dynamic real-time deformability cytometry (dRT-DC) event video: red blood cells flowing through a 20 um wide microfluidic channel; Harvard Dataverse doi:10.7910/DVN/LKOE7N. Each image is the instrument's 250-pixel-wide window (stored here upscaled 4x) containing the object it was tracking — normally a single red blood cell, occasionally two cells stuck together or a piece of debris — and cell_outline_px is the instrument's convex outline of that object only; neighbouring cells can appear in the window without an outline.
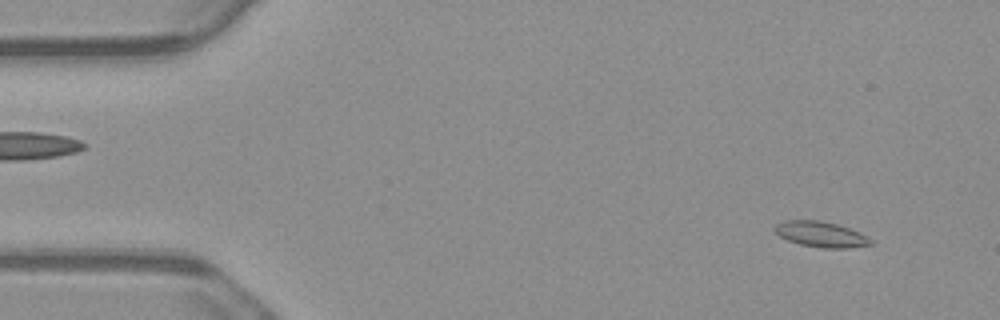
{"species": "common noctule bat (a hibernating species)", "species_latin": "Nyctalus noctula", "temperature_condition": "warm", "stored_images_in_passage": 54, "camera_frame_rate_fps": 3000, "um_per_image_px": 0.085, "animal": {"sex": "male", "body_mass_g": 23.1, "forearm_length_mm": 52.7}, "frame": {"image": 1, "passage_image": 4, "time_ms": 1.0, "image_size_px": [1000, 320], "cell_outline_px": [[872, 244], [848, 248], [824, 248], [800, 244], [788, 240], [780, 236], [772, 228], [776, 224], [784, 220], [820, 220], [836, 224], [860, 232], [872, 240]], "centroid_in_image_um": [69.76, 19.91], "position_along_channel_um": 15.2, "area_um2": 14.22}}
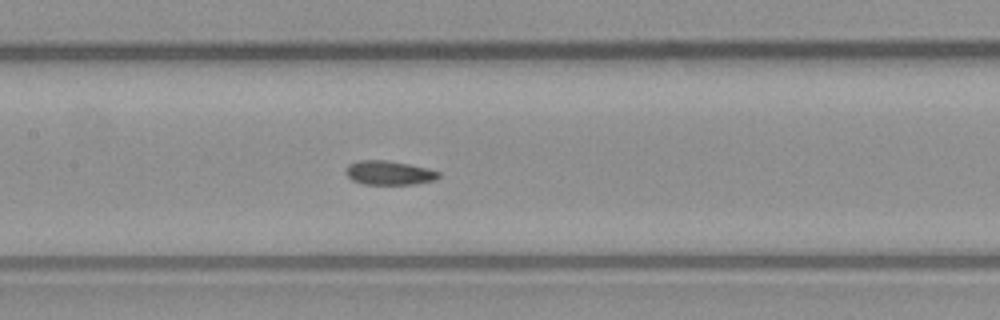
{"frame": {"image": 2, "passage_image": 25, "time_ms": 8.0, "image_size_px": [1000, 320], "cell_outline_px": [[440, 176], [436, 180], [416, 184], [364, 184], [352, 180], [344, 172], [344, 168], [348, 164], [356, 160], [388, 160], [428, 168], [440, 172]], "centroid_in_image_um": [33.05, 14.68], "position_along_channel_um": 174.4, "area_um2": 13.24}}
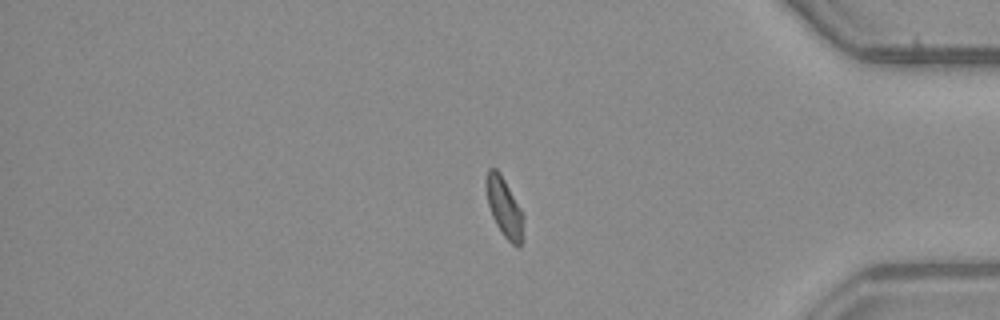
{"frame": {"image": 3, "passage_image": 45, "time_ms": 14.667, "image_size_px": [1000, 320], "cell_outline_px": [[524, 216], [520, 244], [512, 244], [504, 236], [496, 224], [492, 216], [488, 204], [484, 184], [488, 168], [496, 168], [500, 172], [520, 208]], "centroid_in_image_um": [42.82, 17.56], "position_along_channel_um": 392.4, "area_um2": 12.66}, "authors_computed_cell_mechanics": {"area_um2": 13.294, "velocity_mm_per_s": 3.7365, "shape_relaxation_time_tau1_ms": 5.4528, "shape_relaxation_time_tau2_ms": 1.6183, "deformation_change_tau1": 0.1428, "deformation_change_tau2": 0.0756}}